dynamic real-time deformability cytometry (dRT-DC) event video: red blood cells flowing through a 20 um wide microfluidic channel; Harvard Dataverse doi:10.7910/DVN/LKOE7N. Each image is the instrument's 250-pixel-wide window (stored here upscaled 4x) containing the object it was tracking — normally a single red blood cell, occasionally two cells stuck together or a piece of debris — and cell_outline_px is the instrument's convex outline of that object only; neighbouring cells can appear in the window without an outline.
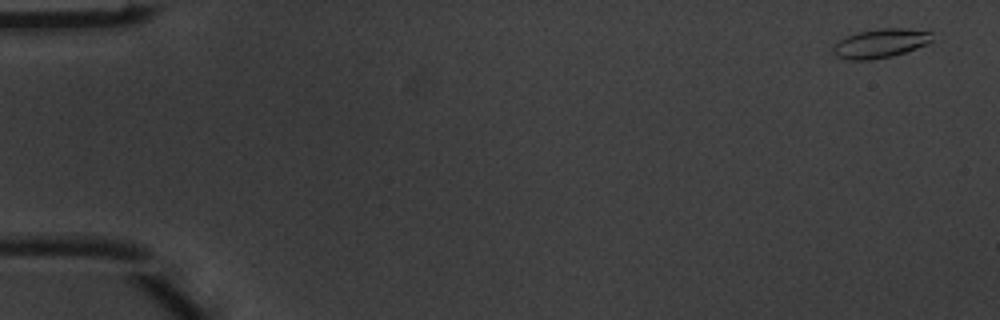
{"species": "common noctule bat (a hibernating species)", "species_latin": "Nyctalus noctula", "temperature_condition": "warm", "stored_images_in_passage": 4, "camera_frame_rate_fps": 3000, "um_per_image_px": 0.085, "animal": {"sex": "male", "body_mass_g": 20.1, "forearm_length_mm": 53.5}, "frame": {"image": 1, "passage_image": 1, "time_ms": 0.0, "image_size_px": [1000, 320], "cell_outline_px": [[932, 40], [928, 44], [892, 56], [872, 60], [848, 60], [836, 56], [832, 52], [832, 48], [840, 40], [848, 36], [860, 32], [880, 28], [904, 28], [932, 32]], "centroid_in_image_um": [74.84, 3.69], "position_along_channel_um": 10.2, "area_um2": 16.65}}